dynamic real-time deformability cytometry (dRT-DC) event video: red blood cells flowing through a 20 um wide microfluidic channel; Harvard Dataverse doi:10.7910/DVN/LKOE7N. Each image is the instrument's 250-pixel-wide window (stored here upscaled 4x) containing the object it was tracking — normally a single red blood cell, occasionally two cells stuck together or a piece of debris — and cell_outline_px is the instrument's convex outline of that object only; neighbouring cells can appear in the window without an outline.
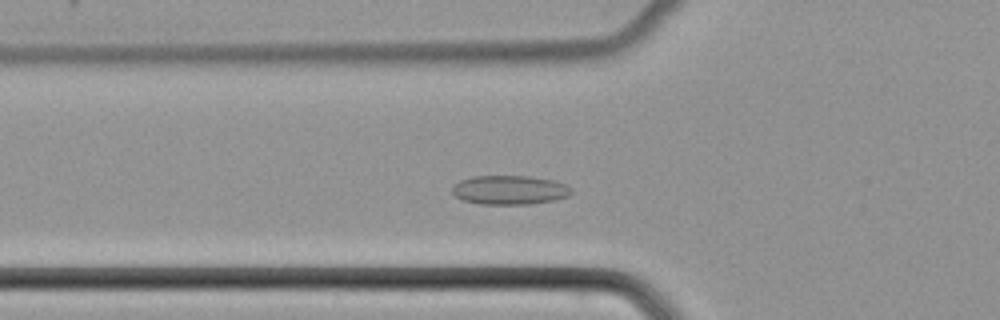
{"species": "common noctule bat (a hibernating species)", "species_latin": "Nyctalus noctula", "temperature_condition": "cold", "stored_images_in_passage": 46, "camera_frame_rate_fps": 3000, "um_per_image_px": 0.085, "animal": {"sex": "female", "body_mass_g": 22.7, "forearm_length_mm": 54.2}, "frame": {"image": 1, "passage_image": 13, "time_ms": 4.0, "image_size_px": [1000, 320], "cell_outline_px": [[572, 192], [568, 196], [552, 200], [528, 204], [480, 204], [464, 200], [456, 196], [452, 192], [452, 188], [460, 180], [472, 176], [528, 176], [552, 180], [564, 184], [572, 188]], "centroid_in_image_um": [43.31, 16.14], "position_along_channel_um": 82.5, "area_um2": 20.0}}
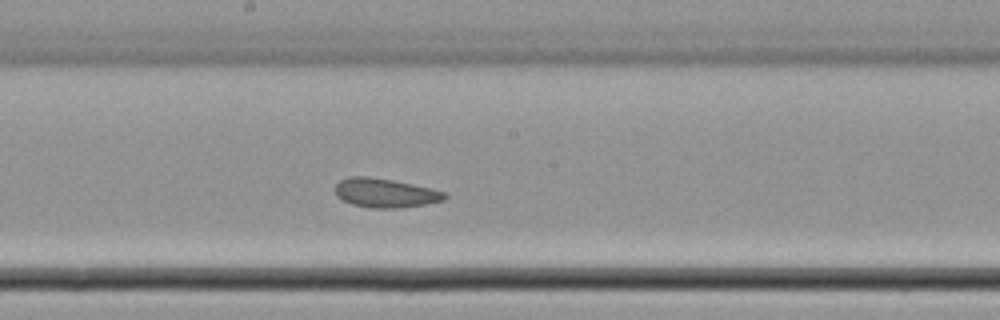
{"frame": {"image": 2, "passage_image": 23, "time_ms": 7.333, "image_size_px": [1000, 320], "cell_outline_px": [[448, 196], [444, 200], [424, 204], [400, 208], [368, 208], [352, 204], [336, 196], [336, 184], [340, 180], [348, 176], [368, 176], [392, 180], [412, 184], [448, 192]], "centroid_in_image_um": [32.75, 16.4], "position_along_channel_um": 215.4, "area_um2": 18.61}}
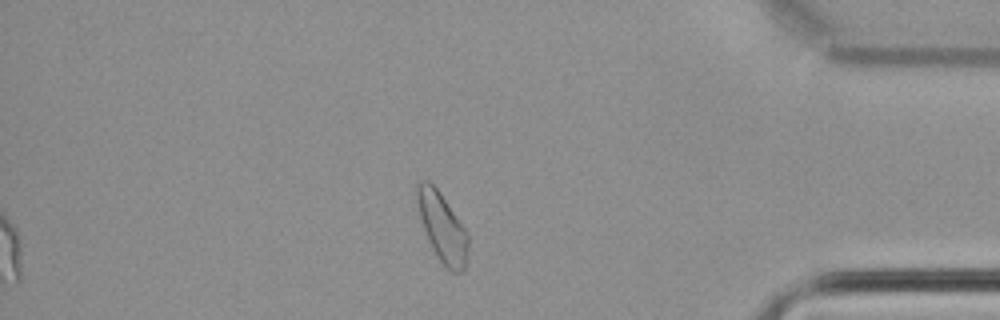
{"frame": {"image": 3, "passage_image": 39, "time_ms": 12.667, "image_size_px": [1000, 320], "cell_outline_px": [[468, 248], [464, 268], [460, 272], [452, 272], [440, 260], [432, 248], [428, 240], [416, 204], [416, 184], [420, 180], [428, 180], [440, 192], [468, 232]], "centroid_in_image_um": [37.58, 19.27], "position_along_channel_um": 397.6, "area_um2": 20.35}}